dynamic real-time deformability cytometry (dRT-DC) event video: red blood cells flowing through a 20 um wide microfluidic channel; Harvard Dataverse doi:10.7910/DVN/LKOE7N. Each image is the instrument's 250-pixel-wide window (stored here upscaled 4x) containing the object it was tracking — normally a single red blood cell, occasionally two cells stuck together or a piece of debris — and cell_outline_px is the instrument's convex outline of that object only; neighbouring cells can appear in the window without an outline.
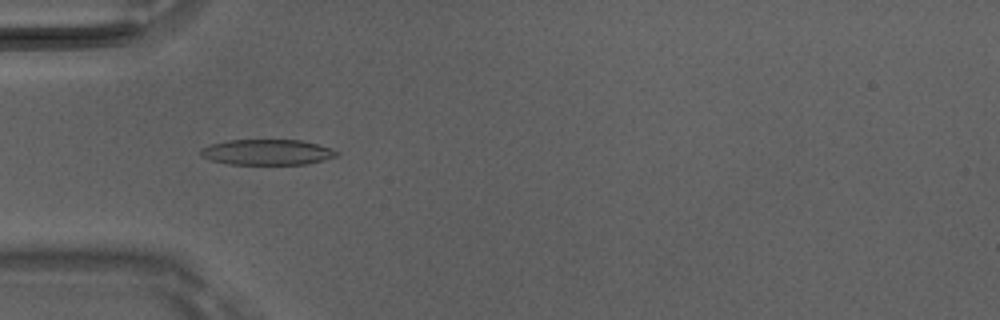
{"species": "Egyptian fruit bat (a non-hibernating species)", "species_latin": "Rousettus aegyptiacus", "temperature_condition": "room temperature", "stored_images_in_passage": 6, "camera_frame_rate_fps": 3000, "um_per_image_px": 0.085, "animal": {"sex": "male"}, "frame": {"image": 1, "passage_image": 4, "time_ms": 1.0, "image_size_px": [1000, 320], "cell_outline_px": [[340, 156], [308, 164], [228, 164], [212, 160], [200, 156], [200, 148], [208, 144], [228, 140], [300, 140], [332, 148], [340, 152]], "centroid_in_image_um": [22.72, 12.93], "position_along_channel_um": 62.3, "area_um2": 20.46}}